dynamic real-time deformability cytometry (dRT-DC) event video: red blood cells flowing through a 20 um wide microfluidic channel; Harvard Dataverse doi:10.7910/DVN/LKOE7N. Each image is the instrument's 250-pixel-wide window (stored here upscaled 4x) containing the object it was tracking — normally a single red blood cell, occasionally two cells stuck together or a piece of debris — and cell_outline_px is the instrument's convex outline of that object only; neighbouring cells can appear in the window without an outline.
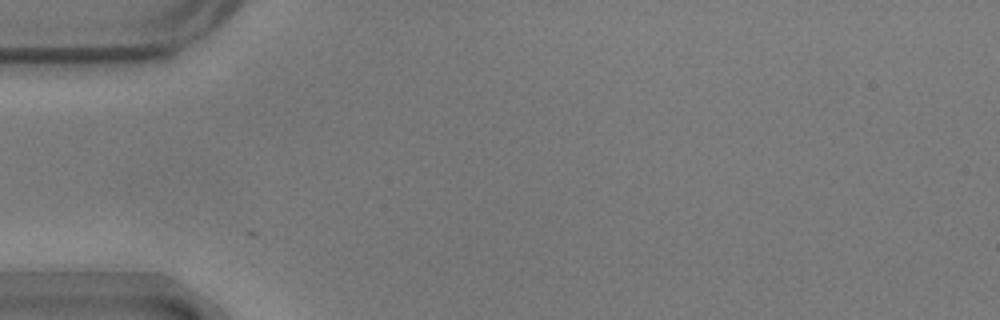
{"species": "common noctule bat (a hibernating species)", "species_latin": "Nyctalus noctula", "temperature_condition": "warm", "stored_images_in_passage": 3, "camera_frame_rate_fps": 3000, "um_per_image_px": 0.085, "animal": {"sex": "male", "body_mass_g": 17.9}, "frame": {"image": 1, "passage_image": 2, "time_ms": 0.333, "image_size_px": [1000, 320], "cell_outline_px": [[264, 260], [240, 300], [224, 300], [216, 276], [224, 208], [236, 200], [260, 232], [264, 252]], "centroid_in_image_um": [20.24, 21.48], "position_along_channel_um": 64.8, "area_um2": 23.76}}